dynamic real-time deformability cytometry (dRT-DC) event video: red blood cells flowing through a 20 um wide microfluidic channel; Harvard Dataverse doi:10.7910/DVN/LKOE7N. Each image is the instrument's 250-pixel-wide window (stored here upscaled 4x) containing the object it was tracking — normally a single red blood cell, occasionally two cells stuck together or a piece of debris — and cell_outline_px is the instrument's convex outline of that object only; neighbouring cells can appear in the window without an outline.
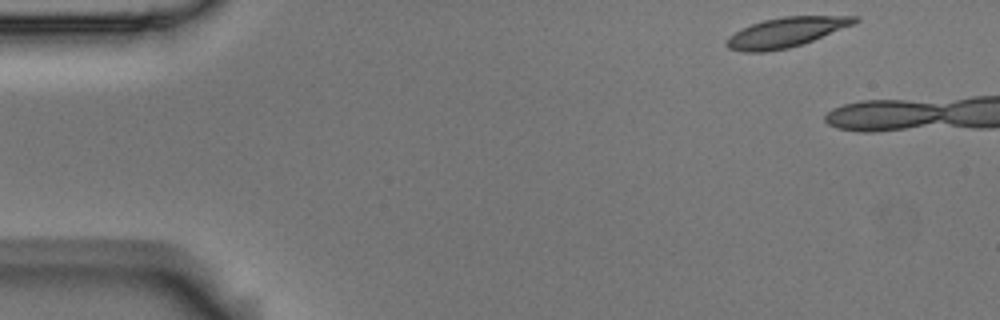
{"species": "Egyptian fruit bat (a non-hibernating species)", "species_latin": "Rousettus aegyptiacus", "temperature_condition": "room temperature", "stored_images_in_passage": 3, "camera_frame_rate_fps": 3000, "um_per_image_px": 0.085, "animal": {"sex": "male"}, "frame": {"image": 1, "passage_image": 1, "time_ms": 0.0, "image_size_px": [1000, 320], "cell_outline_px": [[860, 20], [856, 24], [812, 40], [788, 48], [764, 52], [744, 52], [728, 48], [724, 44], [724, 40], [728, 36], [740, 28], [764, 20], [784, 16], [860, 16]], "centroid_in_image_um": [66.79, 2.74], "position_along_channel_um": 18.2, "area_um2": 22.31}}